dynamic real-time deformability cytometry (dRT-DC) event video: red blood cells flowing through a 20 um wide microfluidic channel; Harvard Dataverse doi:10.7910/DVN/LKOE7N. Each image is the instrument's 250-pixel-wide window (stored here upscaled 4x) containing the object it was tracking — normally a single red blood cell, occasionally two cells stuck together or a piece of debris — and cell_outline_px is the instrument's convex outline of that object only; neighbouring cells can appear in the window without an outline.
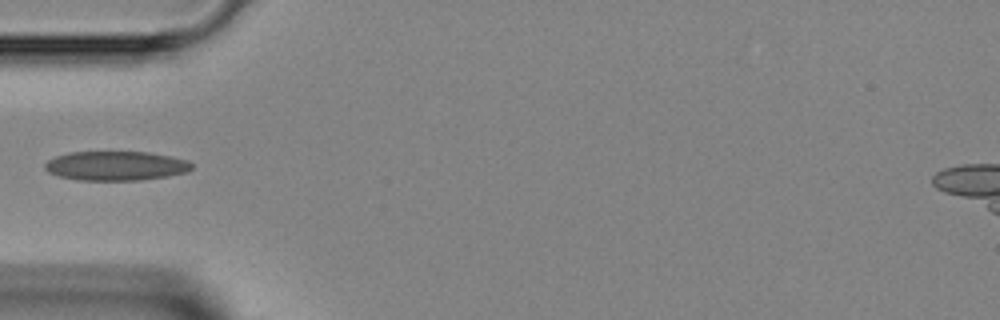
{"species": "Egyptian fruit bat (a non-hibernating species)", "species_latin": "Rousettus aegyptiacus", "temperature_condition": "room temperature", "stored_images_in_passage": 15, "camera_frame_rate_fps": 3000, "um_per_image_px": 0.085, "animal": {"sex": "female"}, "frame": {"image": 1, "passage_image": 1, "time_ms": 0.0, "image_size_px": [1000, 320], "cell_outline_px": [[192, 168], [188, 172], [168, 176], [140, 180], [76, 180], [60, 176], [48, 172], [44, 168], [44, 164], [48, 160], [56, 156], [68, 152], [148, 152], [172, 156], [188, 160], [192, 164]], "centroid_in_image_um": [9.86, 14.09], "position_along_channel_um": 75.1, "area_um2": 25.2}}
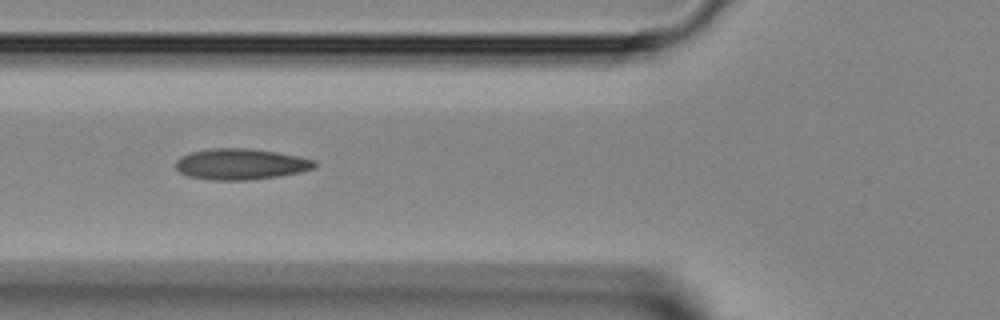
{"frame": {"image": 2, "passage_image": 3, "time_ms": 0.667, "image_size_px": [1000, 320], "cell_outline_px": [[316, 168], [300, 172], [280, 176], [248, 180], [212, 180], [188, 176], [180, 172], [176, 168], [176, 160], [180, 156], [192, 152], [212, 148], [248, 148], [276, 152], [316, 160]], "centroid_in_image_um": [20.47, 13.95], "position_along_channel_um": 105.3, "area_um2": 25.09}}
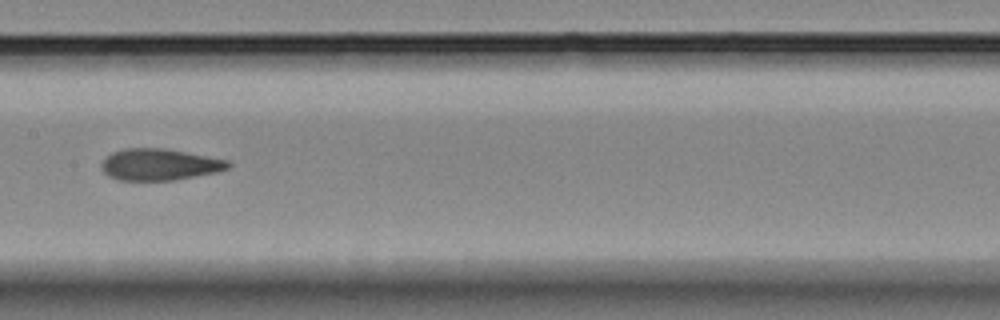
{"frame": {"image": 3, "passage_image": 9, "time_ms": 2.667, "image_size_px": [1000, 320], "cell_outline_px": [[232, 164], [228, 168], [216, 172], [176, 180], [120, 180], [108, 176], [100, 168], [100, 164], [112, 152], [124, 148], [164, 148], [228, 160]], "centroid_in_image_um": [13.54, 13.98], "position_along_channel_um": 193.9, "area_um2": 23.24}}